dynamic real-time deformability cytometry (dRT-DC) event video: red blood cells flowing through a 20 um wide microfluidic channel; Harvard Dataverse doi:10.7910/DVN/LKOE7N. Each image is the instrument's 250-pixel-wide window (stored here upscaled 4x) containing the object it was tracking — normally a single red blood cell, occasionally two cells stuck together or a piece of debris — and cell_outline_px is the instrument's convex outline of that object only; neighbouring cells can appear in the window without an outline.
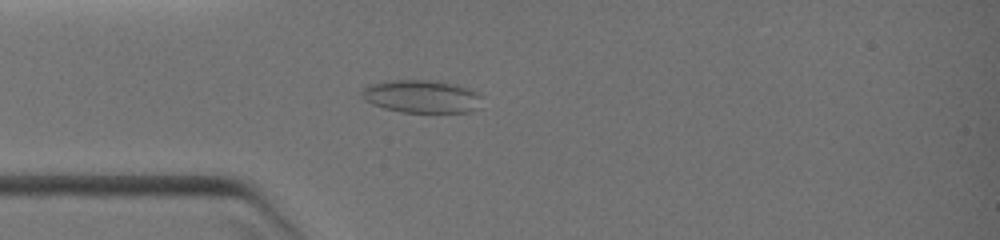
{"species": "common noctule bat (a hibernating species)", "species_latin": "Nyctalus noctula", "temperature_condition": "warm", "stored_images_in_passage": 13, "camera_frame_rate_fps": 3000, "um_per_image_px": 0.085, "animal": {"sex": "female", "body_mass_g": 19.0, "forearm_length_mm": 51.5}, "frame": {"image": 1, "passage_image": 8, "time_ms": 3.0, "image_size_px": [1000, 240], "cell_outline_px": [[484, 96], [480, 108], [468, 112], [400, 112], [384, 108], [372, 104], [364, 100], [360, 96], [360, 92], [368, 84], [392, 80], [436, 80], [468, 88]], "centroid_in_image_um": [35.85, 8.2], "position_along_channel_um": 49.2, "area_um2": 23.35}}
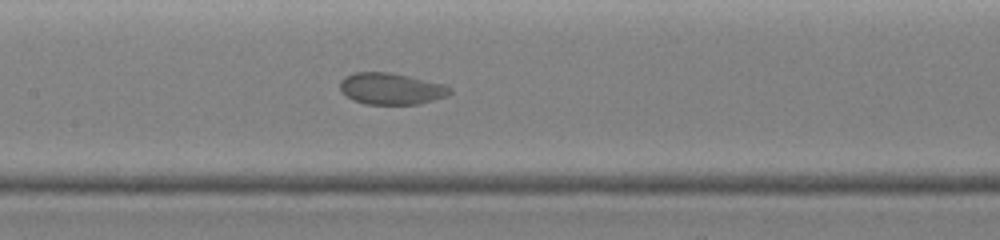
{"frame": {"image": 2, "passage_image": 13, "time_ms": 5.667, "image_size_px": [1000, 240], "cell_outline_px": [[452, 92], [444, 96], [420, 104], [364, 104], [352, 100], [344, 96], [340, 92], [340, 80], [344, 76], [352, 72], [392, 72], [444, 84], [452, 88]], "centroid_in_image_um": [33.18, 7.53], "position_along_channel_um": 174.2, "area_um2": 20.46}}